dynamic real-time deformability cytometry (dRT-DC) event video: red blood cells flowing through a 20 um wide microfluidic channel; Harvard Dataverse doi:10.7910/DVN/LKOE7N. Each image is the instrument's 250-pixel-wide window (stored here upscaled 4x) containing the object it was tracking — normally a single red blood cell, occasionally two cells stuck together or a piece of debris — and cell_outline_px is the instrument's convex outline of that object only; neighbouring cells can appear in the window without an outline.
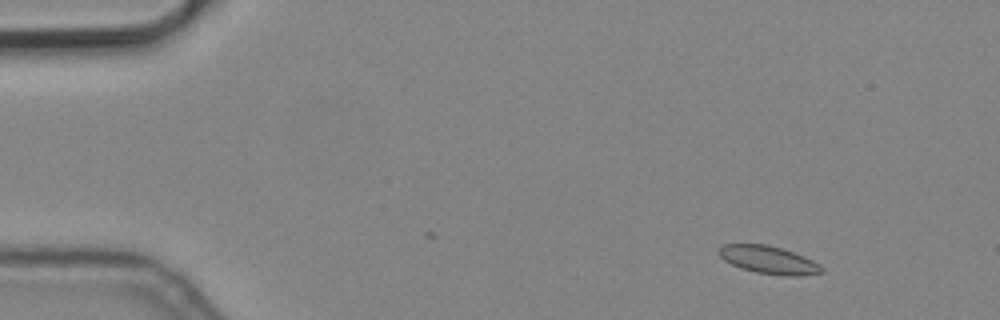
{"species": "common noctule bat (a hibernating species)", "species_latin": "Nyctalus noctula", "temperature_condition": "cold", "stored_images_in_passage": 6, "camera_frame_rate_fps": 3000, "um_per_image_px": 0.085, "animal": {"sex": "male", "body_mass_g": 19.2, "forearm_length_mm": 51.8}, "frame": {"image": 1, "passage_image": 2, "time_ms": 0.333, "image_size_px": [1000, 320], "cell_outline_px": [[824, 272], [796, 276], [784, 276], [756, 272], [732, 264], [724, 260], [716, 252], [724, 244], [768, 244], [804, 256], [820, 264], [824, 268]], "centroid_in_image_um": [65.35, 22.09], "position_along_channel_um": 19.7, "area_um2": 16.53}}
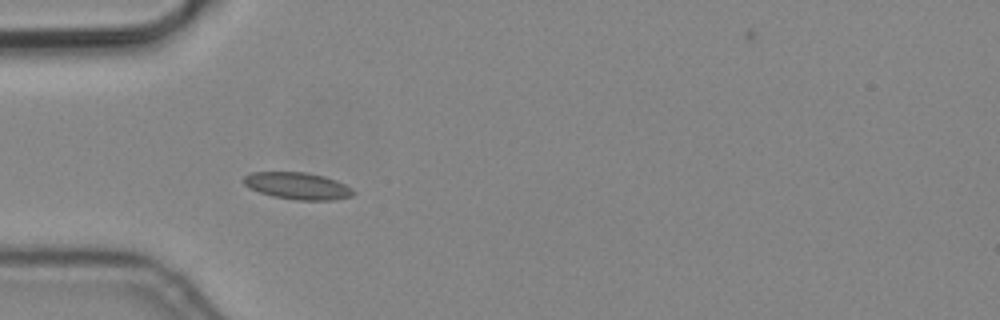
{"frame": {"image": 2, "passage_image": 5, "time_ms": 1.333, "image_size_px": [1000, 320], "cell_outline_px": [[356, 192], [352, 196], [336, 200], [296, 200], [272, 196], [248, 188], [240, 180], [244, 176], [252, 172], [304, 172], [324, 176], [336, 180], [352, 188]], "centroid_in_image_um": [25.28, 15.8], "position_along_channel_um": 59.7, "area_um2": 17.4}}
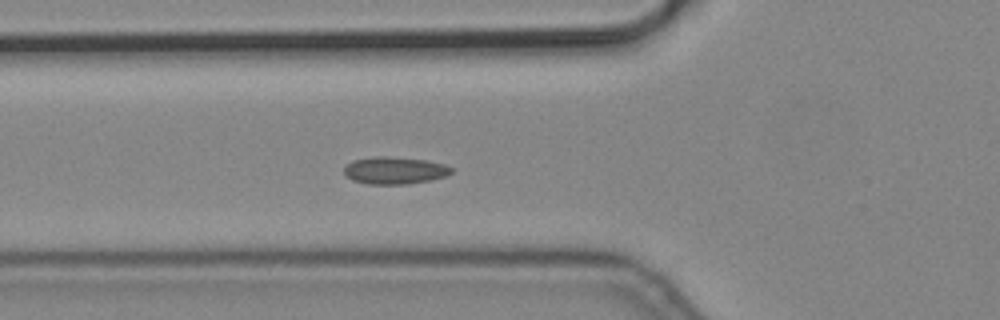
{"frame": {"image": 3, "passage_image": 6, "time_ms": 1.667, "image_size_px": [1000, 320], "cell_outline_px": [[452, 172], [444, 176], [428, 180], [408, 184], [368, 184], [352, 180], [344, 176], [344, 168], [352, 160], [376, 156], [388, 156], [424, 160], [444, 164], [452, 168]], "centroid_in_image_um": [33.49, 14.49], "position_along_channel_um": 92.3, "area_um2": 16.94}}